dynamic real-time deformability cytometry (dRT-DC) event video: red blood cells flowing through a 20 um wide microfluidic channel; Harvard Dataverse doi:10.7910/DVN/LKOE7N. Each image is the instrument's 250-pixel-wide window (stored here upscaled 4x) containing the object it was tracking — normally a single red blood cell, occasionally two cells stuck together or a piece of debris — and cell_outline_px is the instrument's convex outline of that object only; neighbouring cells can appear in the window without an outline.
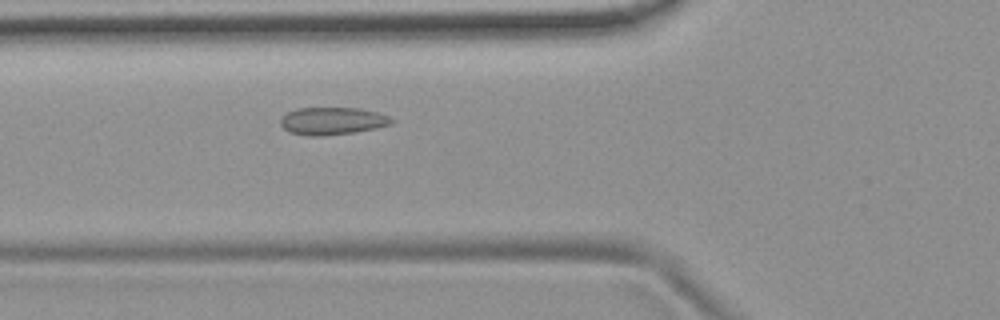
{"species": "common noctule bat (a hibernating species)", "species_latin": "Nyctalus noctula", "temperature_condition": "room temperature", "stored_images_in_passage": 48, "camera_frame_rate_fps": 3000, "um_per_image_px": 0.085, "animal": {"sex": "female", "body_mass_g": 19.9}, "frame": {"image": 1, "passage_image": 15, "time_ms": 4.667, "image_size_px": [1000, 320], "cell_outline_px": [[392, 124], [376, 128], [352, 132], [320, 136], [308, 136], [288, 132], [280, 124], [280, 120], [288, 112], [296, 108], [360, 108], [376, 112], [388, 116], [392, 120]], "centroid_in_image_um": [28.22, 10.28], "position_along_channel_um": 97.6, "area_um2": 17.63}}
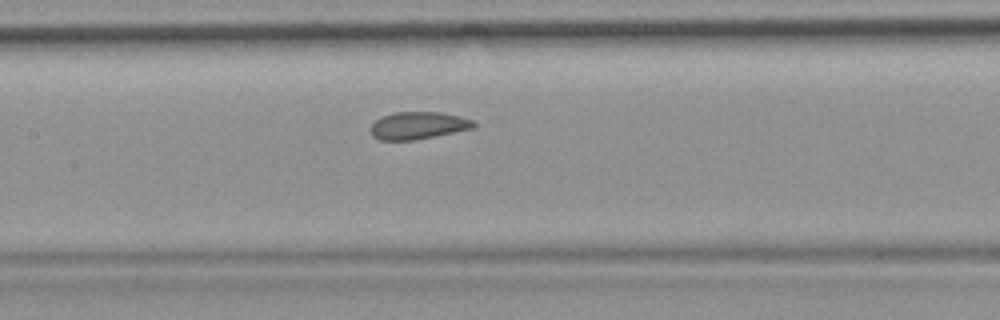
{"frame": {"image": 2, "passage_image": 21, "time_ms": 6.667, "image_size_px": [1000, 320], "cell_outline_px": [[476, 128], [416, 140], [380, 140], [372, 136], [372, 124], [380, 116], [392, 112], [440, 112], [460, 116], [476, 120]], "centroid_in_image_um": [35.59, 10.66], "position_along_channel_um": 171.8, "area_um2": 16.7}}
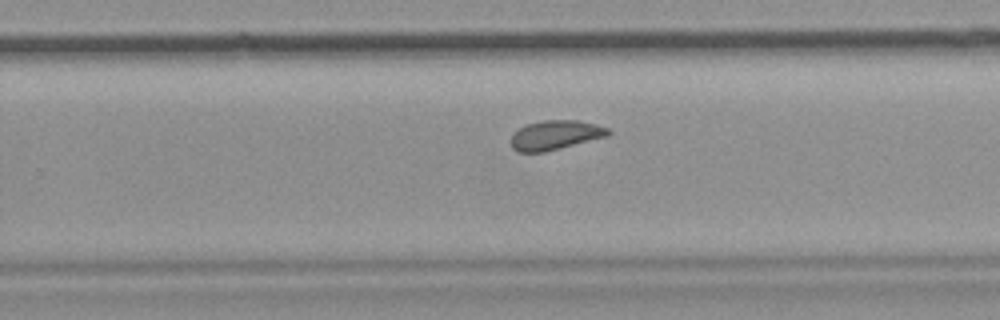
{"frame": {"image": 3, "passage_image": 30, "time_ms": 9.667, "image_size_px": [1000, 320], "cell_outline_px": [[612, 132], [608, 136], [544, 152], [520, 152], [512, 148], [512, 132], [524, 124], [544, 120], [576, 120], [596, 124], [608, 128]], "centroid_in_image_um": [47.19, 11.47], "position_along_channel_um": 282.6, "area_um2": 16.7}, "authors_computed_cell_mechanics": {"area_um2": 17.4845, "velocity_mm_per_s": 3.7034, "shape_relaxation_time_tau1_ms": null, "shape_relaxation_time_tau2_ms": 0.9348, "deformation_change_tau1": null, "deformation_change_tau2": 0.053}}